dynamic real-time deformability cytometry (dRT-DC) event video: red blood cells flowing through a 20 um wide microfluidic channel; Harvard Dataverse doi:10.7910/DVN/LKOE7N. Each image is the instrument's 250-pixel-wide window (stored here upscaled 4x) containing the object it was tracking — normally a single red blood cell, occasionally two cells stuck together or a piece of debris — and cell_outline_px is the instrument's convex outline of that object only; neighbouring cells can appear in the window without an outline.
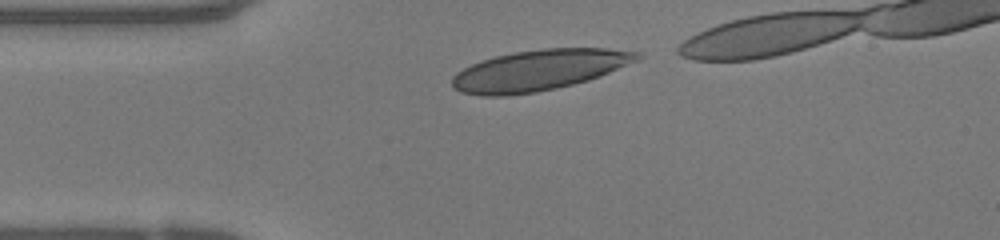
{"species": "human", "species_latin": "Homo sapiens", "temperature_condition": "warm", "stored_images_in_passage": 33, "camera_frame_rate_fps": 3000, "um_per_image_px": 0.085, "donor": {"sex": "female"}, "frame": {"image": 1, "passage_image": 1, "time_ms": 0.0, "image_size_px": [1000, 240], "cell_outline_px": [[644, 56], [640, 60], [600, 76], [588, 80], [556, 88], [536, 92], [508, 96], [480, 96], [460, 92], [452, 88], [452, 76], [456, 72], [472, 64], [496, 56], [516, 52], [544, 48], [604, 48], [640, 52]], "centroid_in_image_um": [45.83, 5.97], "position_along_channel_um": 39.2, "area_um2": 44.04}}
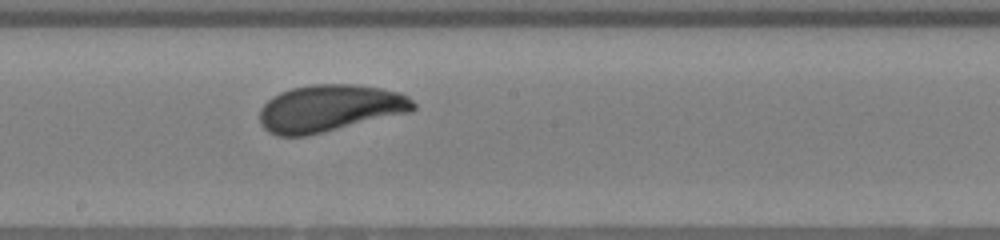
{"frame": {"image": 2, "passage_image": 16, "time_ms": 5.0, "image_size_px": [1000, 240], "cell_outline_px": [[416, 108], [408, 112], [308, 136], [276, 136], [268, 132], [260, 124], [260, 108], [272, 96], [280, 92], [292, 88], [312, 84], [352, 84], [380, 88], [400, 92], [408, 96], [416, 104]], "centroid_in_image_um": [27.99, 9.2], "position_along_channel_um": 220.2, "area_um2": 42.14}}
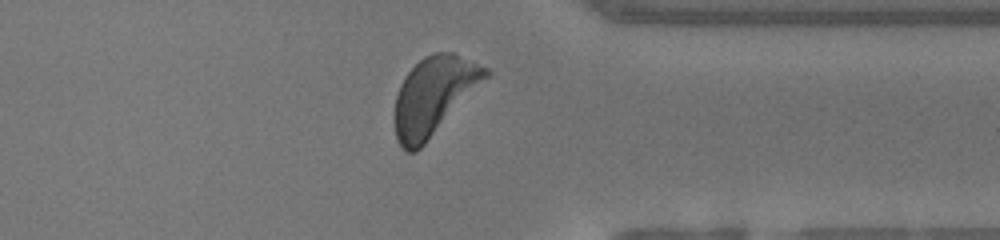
{"frame": {"image": 3, "passage_image": 28, "time_ms": 9.0, "image_size_px": [1000, 240], "cell_outline_px": [[492, 72], [424, 144], [416, 152], [404, 152], [400, 148], [396, 140], [392, 120], [392, 116], [396, 96], [400, 84], [404, 76], [424, 56], [432, 52], [452, 52], [488, 68]], "centroid_in_image_um": [36.8, 8.17], "position_along_channel_um": 374.6, "area_um2": 41.27}, "authors_computed_cell_mechanics": {"area_um2": 41.5582, "velocity_mm_per_s": 4.0475, "shape_relaxation_time_tau1_ms": 2.6898, "shape_relaxation_time_tau2_ms": 1.0927, "deformation_change_tau1": 0.1293, "deformation_change_tau2": 0.0662}}